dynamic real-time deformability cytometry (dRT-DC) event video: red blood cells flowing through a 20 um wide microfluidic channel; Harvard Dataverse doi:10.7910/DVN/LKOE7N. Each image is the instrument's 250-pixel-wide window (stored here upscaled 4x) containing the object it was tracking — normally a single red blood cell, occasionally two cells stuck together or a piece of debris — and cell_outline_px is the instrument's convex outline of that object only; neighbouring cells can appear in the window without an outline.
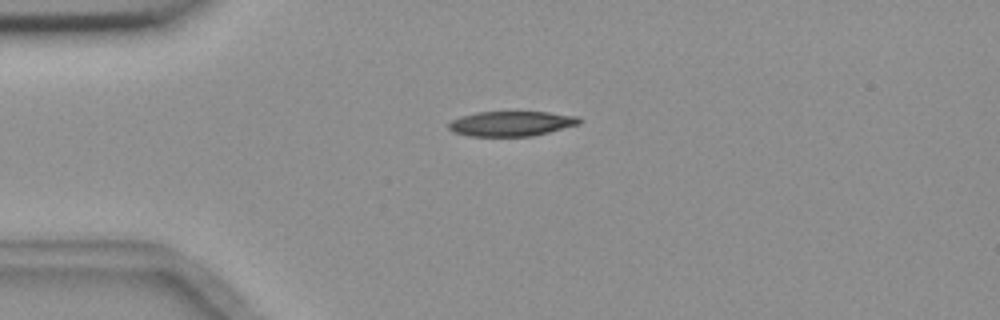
{"species": "common noctule bat (a hibernating species)", "species_latin": "Nyctalus noctula", "temperature_condition": "room temperature", "stored_images_in_passage": 2, "camera_frame_rate_fps": 3000, "um_per_image_px": 0.085, "animal": {"sex": "female", "body_mass_g": 18.4}, "frame": {"image": 1, "passage_image": 1, "time_ms": 0.0, "image_size_px": [1000, 320], "cell_outline_px": [[580, 124], [532, 136], [468, 136], [452, 132], [448, 128], [448, 124], [452, 120], [460, 116], [476, 112], [548, 112], [580, 116]], "centroid_in_image_um": [43.44, 10.5], "position_along_channel_um": 41.6, "area_um2": 19.07}}